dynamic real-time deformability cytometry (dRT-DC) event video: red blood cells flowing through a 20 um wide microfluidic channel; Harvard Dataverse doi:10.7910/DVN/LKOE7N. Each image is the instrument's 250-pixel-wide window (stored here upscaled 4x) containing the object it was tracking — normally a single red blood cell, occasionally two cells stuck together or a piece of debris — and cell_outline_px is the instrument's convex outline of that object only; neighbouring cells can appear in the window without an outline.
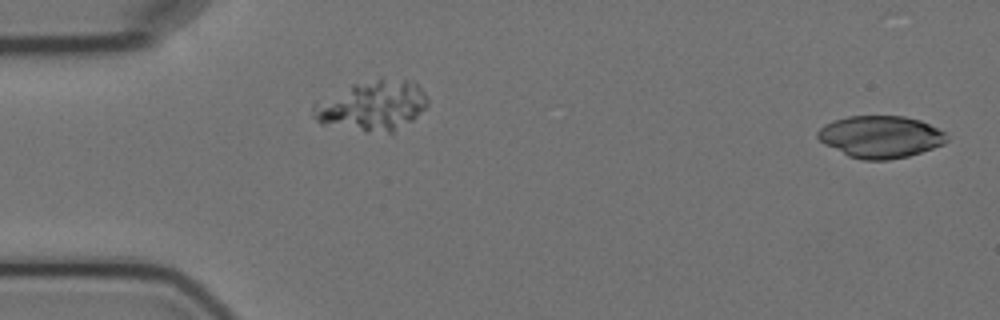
{"species": "Egyptian fruit bat (a non-hibernating species)", "species_latin": "Rousettus aegyptiacus", "temperature_condition": "cold", "stored_images_in_passage": 3, "camera_frame_rate_fps": 3000, "um_per_image_px": 0.085, "animal": {"sex": "female"}, "frame": {"image": 1, "passage_image": 1, "time_ms": 0.0, "image_size_px": [1000, 320], "cell_outline_px": [[948, 140], [944, 144], [908, 156], [888, 160], [864, 160], [848, 156], [824, 144], [816, 136], [816, 132], [824, 124], [832, 120], [848, 116], [904, 116], [920, 120], [944, 132], [948, 136]], "centroid_in_image_um": [74.81, 11.62], "position_along_channel_um": 10.2, "area_um2": 31.67}}